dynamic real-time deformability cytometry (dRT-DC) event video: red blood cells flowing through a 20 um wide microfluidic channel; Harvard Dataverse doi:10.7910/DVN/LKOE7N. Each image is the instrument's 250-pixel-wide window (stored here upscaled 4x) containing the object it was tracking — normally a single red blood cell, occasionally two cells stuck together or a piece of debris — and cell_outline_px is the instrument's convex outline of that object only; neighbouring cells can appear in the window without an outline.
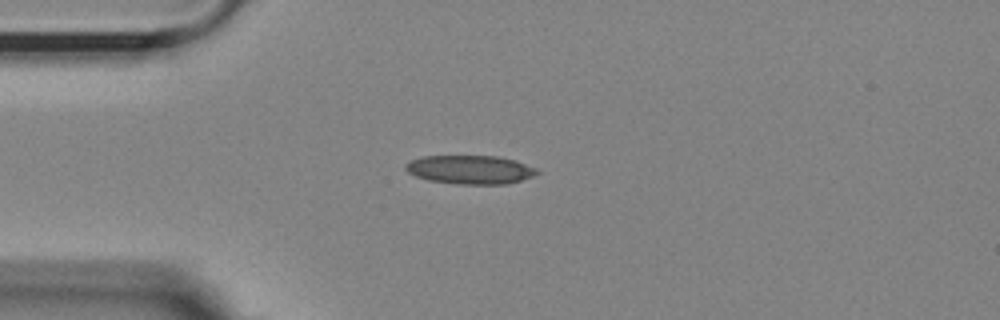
{"species": "Egyptian fruit bat (a non-hibernating species)", "species_latin": "Rousettus aegyptiacus", "temperature_condition": "room temperature", "stored_images_in_passage": 42, "camera_frame_rate_fps": 3000, "um_per_image_px": 0.085, "animal": {"sex": "female"}, "frame": {"image": 1, "passage_image": 1, "time_ms": 0.0, "image_size_px": [1000, 320], "cell_outline_px": [[540, 172], [532, 176], [520, 180], [504, 184], [456, 184], [428, 180], [416, 176], [408, 172], [404, 168], [404, 164], [412, 160], [424, 156], [496, 156], [512, 160], [536, 168]], "centroid_in_image_um": [39.92, 14.42], "position_along_channel_um": 45.1, "area_um2": 21.73}}
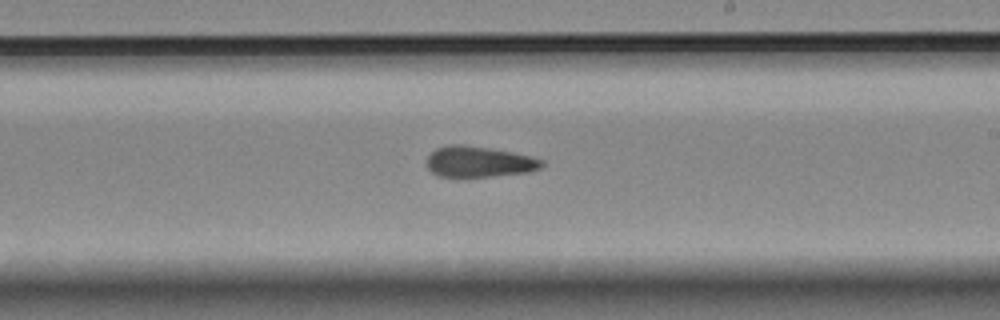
{"frame": {"image": 2, "passage_image": 19, "time_ms": 6.0, "image_size_px": [1000, 320], "cell_outline_px": [[544, 164], [540, 168], [528, 172], [492, 176], [436, 176], [428, 168], [428, 156], [436, 148], [448, 144], [464, 144], [512, 152], [544, 160]], "centroid_in_image_um": [40.7, 13.74], "position_along_channel_um": 248.3, "area_um2": 20.46}}
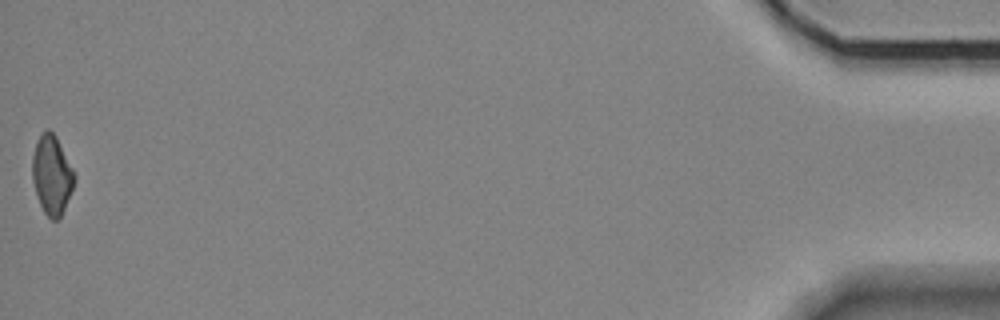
{"frame": {"image": 3, "passage_image": 42, "time_ms": 13.667, "image_size_px": [1000, 320], "cell_outline_px": [[76, 180], [60, 220], [52, 220], [44, 212], [40, 204], [32, 180], [32, 156], [36, 140], [40, 132], [44, 128], [48, 128], [56, 136], [76, 176]], "centroid_in_image_um": [4.4, 14.85], "position_along_channel_um": 430.8, "area_um2": 19.59}, "authors_computed_cell_mechanics": {"area_um2": 20.9525, "velocity_mm_per_s": 3.6354, "shape_relaxation_time_tau1_ms": 7.2846, "shape_relaxation_time_tau2_ms": 3.8054, "deformation_change_tau1": 0.169, "deformation_change_tau2": 0.129}}